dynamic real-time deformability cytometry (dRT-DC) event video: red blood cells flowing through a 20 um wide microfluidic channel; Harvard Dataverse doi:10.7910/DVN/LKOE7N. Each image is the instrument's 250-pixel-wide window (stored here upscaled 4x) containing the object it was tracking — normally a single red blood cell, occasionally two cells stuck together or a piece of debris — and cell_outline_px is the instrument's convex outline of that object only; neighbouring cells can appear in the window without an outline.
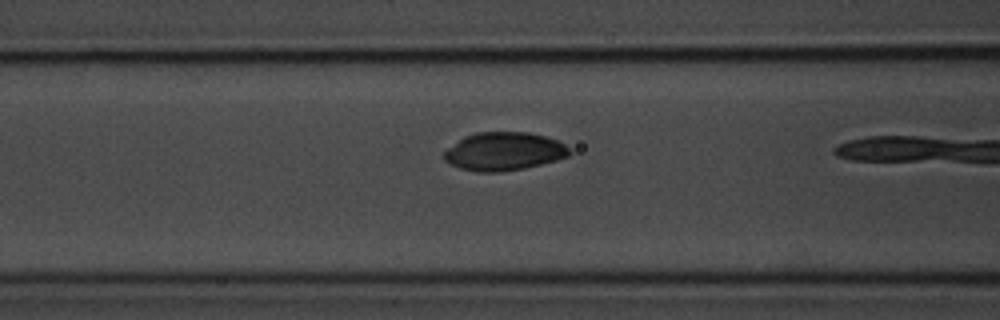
{"species": "common noctule bat (a hibernating species)", "species_latin": "Nyctalus noctula", "temperature_condition": "room temperature", "stored_images_in_passage": 8, "segment_of_instrument_passage": [1, 2], "camera_frame_rate_fps": 3000, "um_per_image_px": 0.085, "animal": {"sex": "male", "body_mass_g": 20.1, "forearm_length_mm": 53.5}, "frame": {"image": 1, "passage_image": 6, "time_ms": 6.333, "image_size_px": [1000, 320], "cell_outline_px": [[572, 152], [568, 156], [556, 160], [524, 168], [500, 172], [476, 172], [460, 168], [444, 160], [444, 152], [448, 148], [464, 136], [476, 132], [528, 132], [544, 136], [556, 140], [564, 144]], "centroid_in_image_um": [42.82, 12.87], "position_along_channel_um": 123.8, "area_um2": 27.8}}